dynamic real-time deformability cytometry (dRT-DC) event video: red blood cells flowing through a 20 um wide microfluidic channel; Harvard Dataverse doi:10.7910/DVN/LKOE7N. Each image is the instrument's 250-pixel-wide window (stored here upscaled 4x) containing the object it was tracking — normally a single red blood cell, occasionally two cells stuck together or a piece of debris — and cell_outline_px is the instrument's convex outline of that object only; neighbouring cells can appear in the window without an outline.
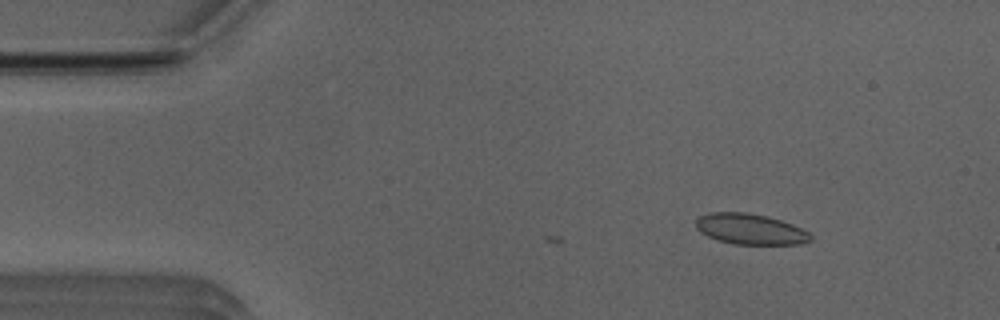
{"species": "Egyptian fruit bat (a non-hibernating species)", "species_latin": "Rousettus aegyptiacus", "temperature_condition": "room temperature", "stored_images_in_passage": 3, "camera_frame_rate_fps": 3000, "um_per_image_px": 0.085, "animal": {"sex": "male"}, "frame": {"image": 1, "passage_image": 3, "time_ms": 0.667, "image_size_px": [1000, 320], "cell_outline_px": [[812, 240], [800, 244], [732, 244], [716, 240], [700, 232], [696, 228], [696, 220], [700, 216], [712, 212], [744, 212], [768, 216], [792, 224], [808, 232], [812, 236]], "centroid_in_image_um": [63.76, 19.48], "position_along_channel_um": 21.2, "area_um2": 20.52}}